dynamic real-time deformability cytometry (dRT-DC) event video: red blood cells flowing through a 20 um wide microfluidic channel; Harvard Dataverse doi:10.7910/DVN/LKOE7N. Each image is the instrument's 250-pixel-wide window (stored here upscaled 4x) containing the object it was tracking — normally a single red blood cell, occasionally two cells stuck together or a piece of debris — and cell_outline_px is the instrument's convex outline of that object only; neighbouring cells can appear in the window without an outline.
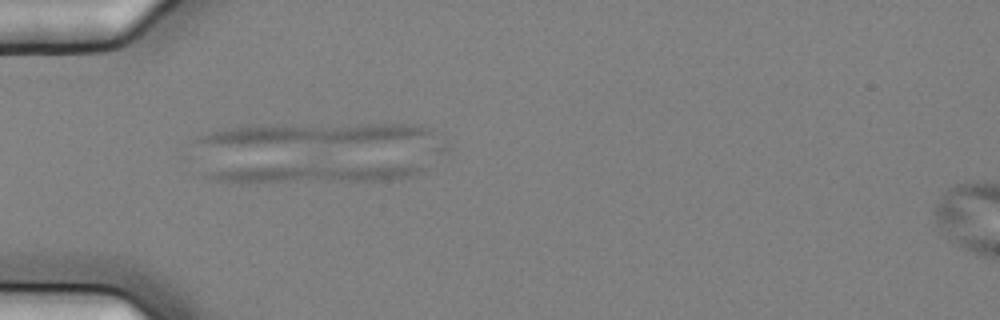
{"species": "common noctule bat (a hibernating species)", "species_latin": "Nyctalus noctula", "temperature_condition": "cold", "stored_images_in_passage": 2, "camera_frame_rate_fps": 3000, "um_per_image_px": 0.085, "animal": {"sex": "female", "body_mass_g": 25.1}, "frame": {"image": 1, "passage_image": 1, "time_ms": 0.0, "image_size_px": [1000, 320], "cell_outline_px": [[448, 148], [444, 152], [436, 152], [192, 140], [196, 136], [208, 132], [224, 128], [252, 124], [420, 124], [428, 128]], "centroid_in_image_um": [28.34, 11.57], "position_along_channel_um": 56.7, "area_um2": 36.65}}